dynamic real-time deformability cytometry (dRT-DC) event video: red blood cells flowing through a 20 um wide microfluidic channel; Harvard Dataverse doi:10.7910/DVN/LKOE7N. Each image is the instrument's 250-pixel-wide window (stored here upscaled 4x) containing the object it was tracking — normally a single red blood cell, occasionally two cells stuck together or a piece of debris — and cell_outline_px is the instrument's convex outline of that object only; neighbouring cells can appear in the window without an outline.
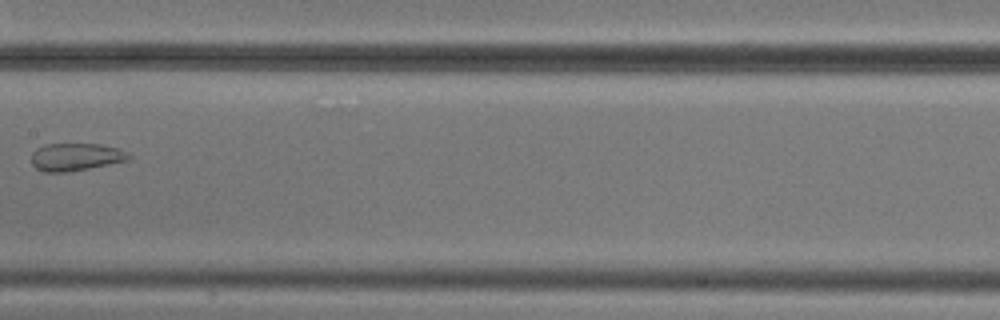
{"species": "common noctule bat (a hibernating species)", "species_latin": "Nyctalus noctula", "temperature_condition": "cold", "stored_images_in_passage": 8, "camera_frame_rate_fps": 3000, "um_per_image_px": 0.085, "animal": {"sex": "male", "body_mass_g": 20.5, "forearm_length_mm": 52.5}, "frame": {"image": 1, "passage_image": 7, "time_ms": 8.333, "image_size_px": [1000, 320], "cell_outline_px": [[132, 156], [128, 160], [88, 168], [64, 172], [44, 172], [36, 168], [32, 164], [32, 152], [36, 148], [48, 144], [100, 144], [116, 148]], "centroid_in_image_um": [6.39, 13.34], "position_along_channel_um": 201.0, "area_um2": 15.37}}
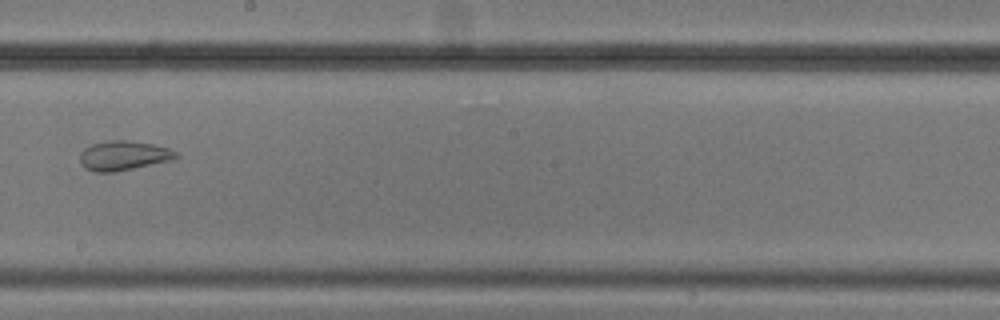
{"frame": {"image": 2, "passage_image": 8, "time_ms": 9.333, "image_size_px": [1000, 320], "cell_outline_px": [[180, 156], [172, 160], [116, 172], [92, 172], [84, 168], [80, 164], [80, 152], [84, 148], [92, 144], [112, 140], [128, 140], [152, 144], [168, 148], [176, 152]], "centroid_in_image_um": [10.47, 13.24], "position_along_channel_um": 237.7, "area_um2": 16.65}}